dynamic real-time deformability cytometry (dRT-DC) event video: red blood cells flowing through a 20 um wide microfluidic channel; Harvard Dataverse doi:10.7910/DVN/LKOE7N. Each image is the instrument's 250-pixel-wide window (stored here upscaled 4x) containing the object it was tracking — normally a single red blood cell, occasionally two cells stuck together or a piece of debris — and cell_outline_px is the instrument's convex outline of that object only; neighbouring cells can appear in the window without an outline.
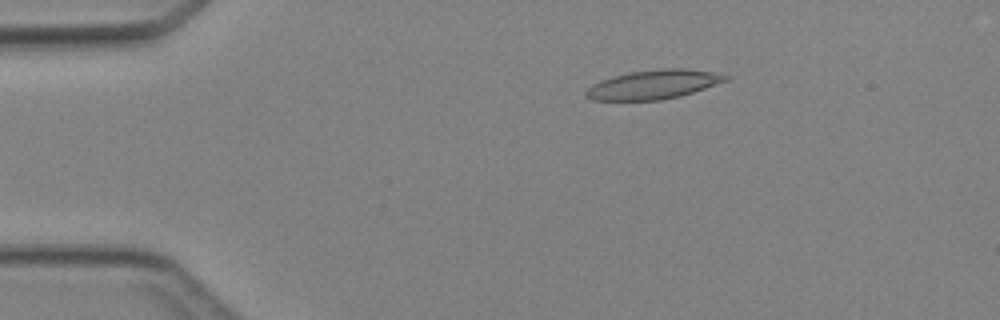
{"species": "Egyptian fruit bat (a non-hibernating species)", "species_latin": "Rousettus aegyptiacus", "temperature_condition": "cold", "stored_images_in_passage": 4, "camera_frame_rate_fps": 3000, "um_per_image_px": 0.085, "animal": {"sex": "female"}, "frame": {"image": 1, "passage_image": 3, "time_ms": 2.333, "image_size_px": [1000, 320], "cell_outline_px": [[728, 80], [680, 96], [660, 100], [592, 100], [584, 96], [584, 92], [592, 84], [600, 80], [612, 76], [628, 72], [664, 68], [688, 68], [712, 72], [728, 76]], "centroid_in_image_um": [55.49, 7.18], "position_along_channel_um": 29.5, "area_um2": 23.64}}